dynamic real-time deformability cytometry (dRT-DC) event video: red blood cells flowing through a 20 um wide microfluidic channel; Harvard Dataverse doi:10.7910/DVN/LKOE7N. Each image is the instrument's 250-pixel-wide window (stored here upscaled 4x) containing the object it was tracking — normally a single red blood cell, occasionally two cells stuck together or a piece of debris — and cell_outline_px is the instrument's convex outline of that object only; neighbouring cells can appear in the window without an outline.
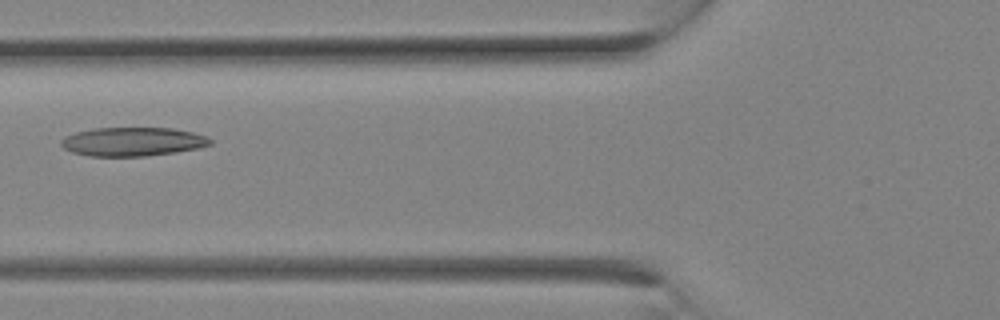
{"species": "Egyptian fruit bat (a non-hibernating species)", "species_latin": "Rousettus aegyptiacus", "temperature_condition": "room temperature", "stored_images_in_passage": 7, "camera_frame_rate_fps": 3000, "um_per_image_px": 0.085, "animal": {"sex": "female"}, "frame": {"image": 1, "passage_image": 6, "time_ms": 1.667, "image_size_px": [1000, 320], "cell_outline_px": [[212, 144], [196, 148], [176, 152], [144, 156], [88, 156], [72, 152], [64, 148], [60, 144], [60, 140], [64, 136], [76, 132], [92, 128], [172, 128], [192, 132], [208, 136], [212, 140]], "centroid_in_image_um": [11.25, 12.04], "position_along_channel_um": 114.5, "area_um2": 25.09}}